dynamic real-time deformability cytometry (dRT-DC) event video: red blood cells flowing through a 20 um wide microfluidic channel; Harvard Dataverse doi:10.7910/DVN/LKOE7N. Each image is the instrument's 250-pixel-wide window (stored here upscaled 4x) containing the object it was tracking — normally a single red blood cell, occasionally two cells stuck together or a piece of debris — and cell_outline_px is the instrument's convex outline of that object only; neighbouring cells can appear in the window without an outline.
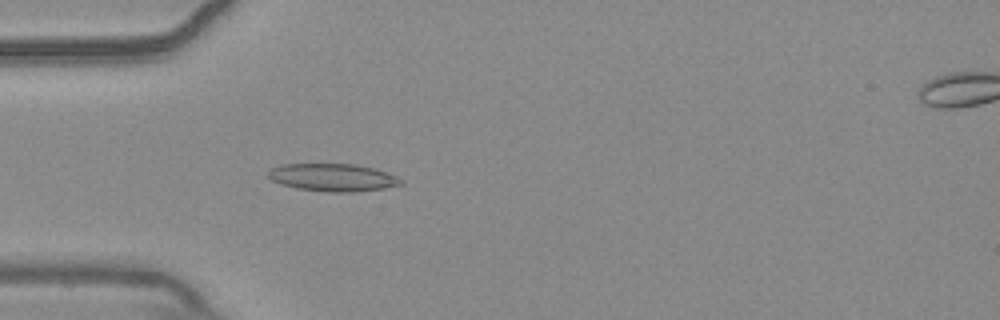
{"species": "common noctule bat (a hibernating species)", "species_latin": "Nyctalus noctula", "temperature_condition": "warm", "stored_images_in_passage": 55, "camera_frame_rate_fps": 3000, "um_per_image_px": 0.085, "animal": {"sex": "male", "body_mass_g": 20.4}, "frame": {"image": 1, "passage_image": 16, "time_ms": 5.0, "image_size_px": [1000, 320], "cell_outline_px": [[404, 184], [384, 188], [352, 192], [332, 192], [296, 188], [280, 184], [272, 180], [268, 176], [268, 172], [272, 168], [280, 164], [356, 164], [388, 172], [404, 180]], "centroid_in_image_um": [28.31, 15.08], "position_along_channel_um": 56.7, "area_um2": 21.39}}
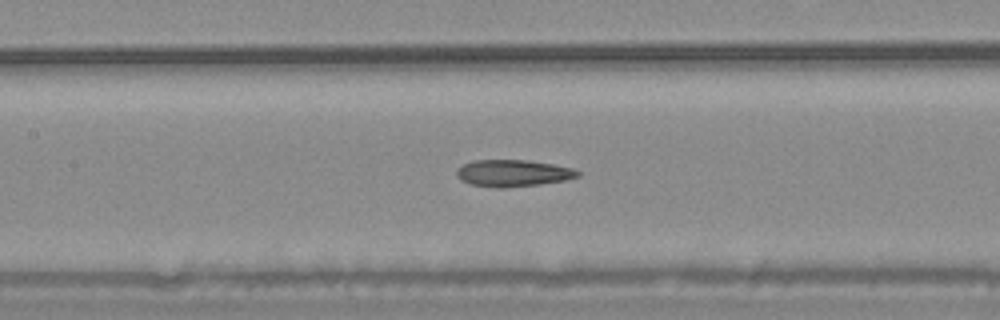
{"frame": {"image": 2, "passage_image": 25, "time_ms": 8.0, "image_size_px": [1000, 320], "cell_outline_px": [[580, 176], [564, 180], [540, 184], [504, 188], [500, 188], [472, 184], [460, 180], [456, 176], [456, 168], [472, 160], [528, 160], [552, 164], [572, 168], [580, 172]], "centroid_in_image_um": [43.58, 14.71], "position_along_channel_um": 163.8, "area_um2": 18.9}}
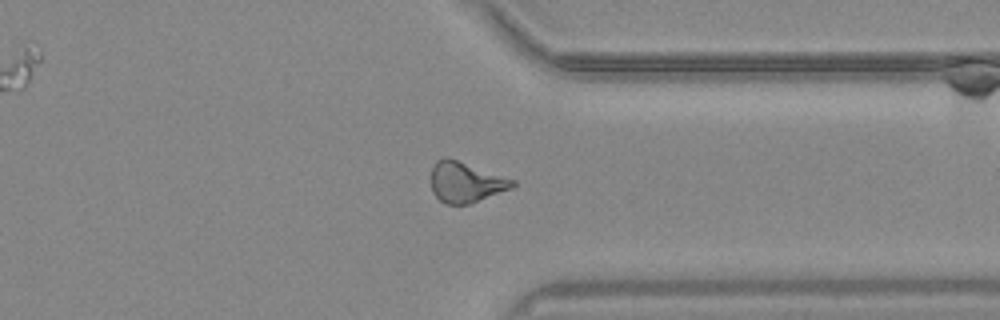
{"frame": {"image": 3, "passage_image": 42, "time_ms": 13.667, "image_size_px": [1000, 320], "cell_outline_px": [[516, 184], [512, 188], [468, 204], [444, 204], [432, 192], [432, 168], [436, 160], [444, 156], [516, 180]], "centroid_in_image_um": [39.58, 15.49], "position_along_channel_um": 371.8, "area_um2": 18.96}, "authors_computed_cell_mechanics": {"area_um2": 19.3052, "velocity_mm_per_s": 3.7084, "shape_relaxation_time_tau1_ms": null, "shape_relaxation_time_tau2_ms": 5.0403, "deformation_change_tau1": null, "deformation_change_tau2": 0.1482}}